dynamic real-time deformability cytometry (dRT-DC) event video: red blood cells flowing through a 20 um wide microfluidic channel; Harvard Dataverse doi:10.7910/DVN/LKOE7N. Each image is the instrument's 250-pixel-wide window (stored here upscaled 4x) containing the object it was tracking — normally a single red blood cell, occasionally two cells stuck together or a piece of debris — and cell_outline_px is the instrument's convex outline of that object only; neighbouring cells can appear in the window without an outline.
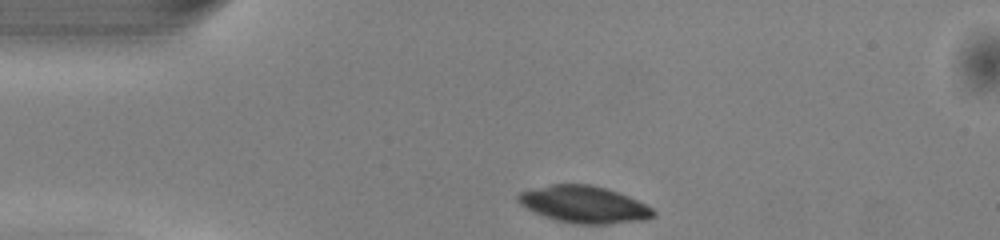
{"species": "common noctule bat (a hibernating species)", "species_latin": "Nyctalus noctula", "temperature_condition": "warm", "stored_images_in_passage": 40, "camera_frame_rate_fps": 3000, "um_per_image_px": 0.085, "animal": {"sex": "male", "body_mass_g": 13.0, "forearm_length_mm": 53.1}, "frame": {"image": 1, "passage_image": 1, "time_ms": 0.0, "image_size_px": [1000, 240], "cell_outline_px": [[656, 216], [644, 220], [608, 224], [576, 224], [556, 220], [532, 212], [520, 204], [516, 200], [516, 196], [520, 192], [552, 184], [588, 184], [604, 188], [628, 196], [652, 208], [656, 212]], "centroid_in_image_um": [49.63, 17.39], "position_along_channel_um": 35.4, "area_um2": 29.02}}
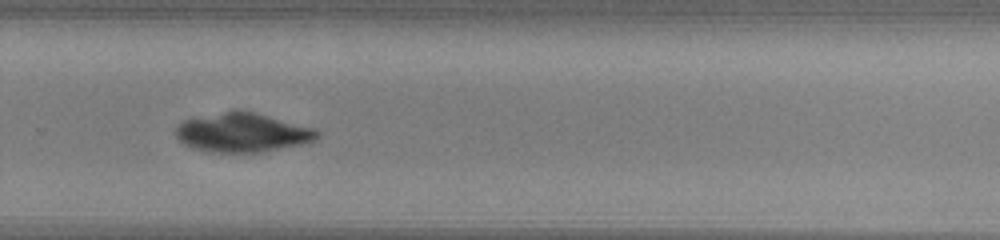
{"frame": {"image": 2, "passage_image": 24, "time_ms": 7.667, "image_size_px": [1000, 240], "cell_outline_px": [[320, 136], [316, 140], [300, 144], [260, 152], [208, 152], [192, 148], [184, 144], [176, 136], [176, 128], [184, 120], [192, 116], [232, 108], [240, 108], [256, 112], [316, 128], [320, 132]], "centroid_in_image_um": [20.58, 11.22], "position_along_channel_um": 309.2, "area_um2": 33.06}}
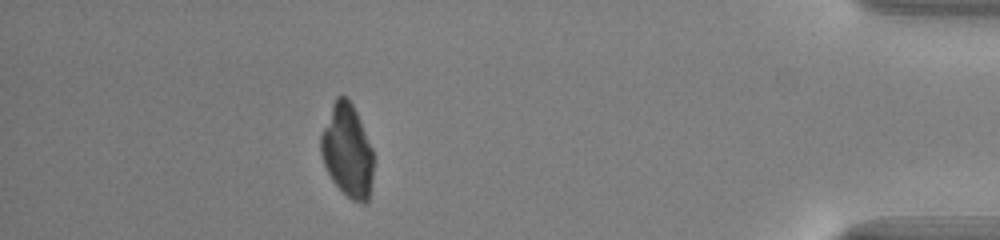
{"frame": {"image": 3, "passage_image": 35, "time_ms": 11.333, "image_size_px": [1000, 240], "cell_outline_px": [[372, 180], [368, 204], [360, 204], [352, 200], [332, 180], [324, 164], [320, 152], [320, 132], [332, 104], [336, 96], [348, 96], [356, 112], [372, 148]], "centroid_in_image_um": [29.5, 12.81], "position_along_channel_um": 405.7, "area_um2": 28.5}}